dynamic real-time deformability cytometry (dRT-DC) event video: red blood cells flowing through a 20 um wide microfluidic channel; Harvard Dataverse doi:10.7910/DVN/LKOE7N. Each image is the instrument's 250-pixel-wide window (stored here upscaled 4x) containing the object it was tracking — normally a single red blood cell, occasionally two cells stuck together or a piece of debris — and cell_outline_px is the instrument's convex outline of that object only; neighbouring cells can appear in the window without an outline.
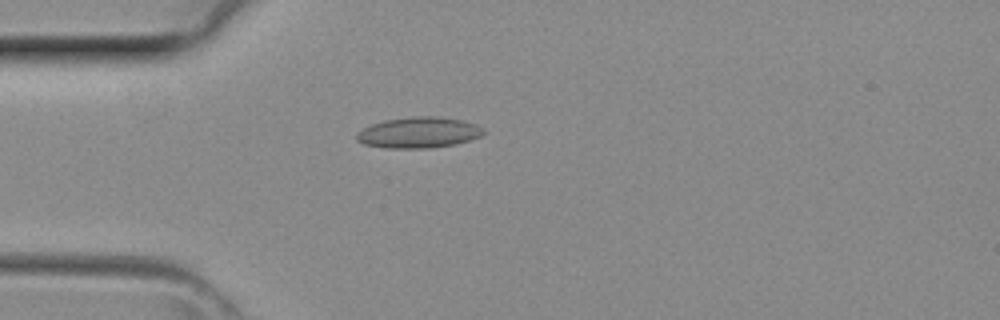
{"species": "common noctule bat (a hibernating species)", "species_latin": "Nyctalus noctula", "temperature_condition": "room temperature", "stored_images_in_passage": 3, "camera_frame_rate_fps": 3000, "um_per_image_px": 0.085, "animal": {"sex": "female", "body_mass_g": 29.2, "forearm_length_mm": 56.3}, "frame": {"image": 1, "passage_image": 3, "time_ms": 0.667, "image_size_px": [1000, 320], "cell_outline_px": [[484, 132], [480, 136], [456, 144], [432, 148], [384, 148], [364, 144], [356, 140], [356, 136], [364, 128], [372, 124], [384, 120], [412, 116], [436, 116], [460, 120], [476, 124], [484, 128]], "centroid_in_image_um": [35.59, 11.27], "position_along_channel_um": 49.4, "area_um2": 22.77}}